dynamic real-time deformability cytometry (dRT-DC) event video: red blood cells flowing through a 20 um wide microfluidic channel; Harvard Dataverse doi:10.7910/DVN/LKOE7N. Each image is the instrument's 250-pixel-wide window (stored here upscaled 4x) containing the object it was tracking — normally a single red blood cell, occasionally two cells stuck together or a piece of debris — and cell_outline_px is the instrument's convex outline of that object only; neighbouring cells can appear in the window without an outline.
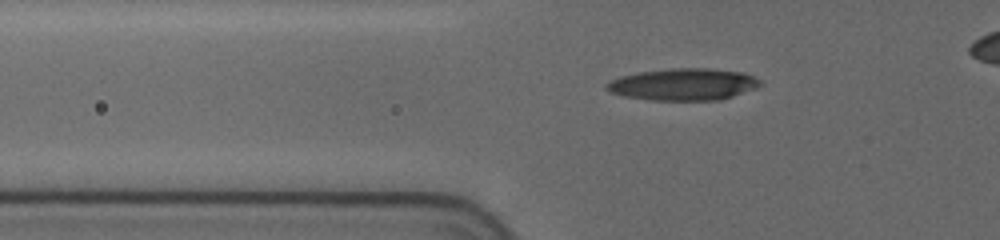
{"species": "human", "species_latin": "Homo sapiens", "temperature_condition": "cold", "stored_images_in_passage": 27, "camera_frame_rate_fps": 3000, "um_per_image_px": 0.085, "donor": {"sex": "female"}, "frame": {"image": 1, "passage_image": 4, "time_ms": 1.667, "image_size_px": [1000, 240], "cell_outline_px": [[760, 84], [756, 88], [732, 96], [716, 100], [652, 100], [624, 96], [612, 92], [604, 88], [604, 84], [620, 76], [636, 72], [672, 68], [708, 68], [744, 72], [760, 80]], "centroid_in_image_um": [58.05, 7.16], "position_along_channel_um": 67.7, "area_um2": 28.5}}
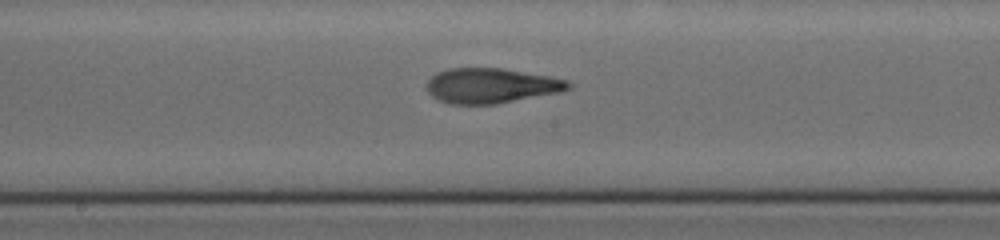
{"frame": {"image": 2, "passage_image": 20, "time_ms": 5.667, "image_size_px": [1000, 240], "cell_outline_px": [[572, 88], [560, 92], [496, 104], [452, 104], [440, 100], [432, 96], [428, 92], [428, 80], [436, 72], [448, 68], [500, 68], [548, 76], [568, 80], [572, 84]], "centroid_in_image_um": [41.76, 7.28], "position_along_channel_um": 206.4, "area_um2": 28.78}}
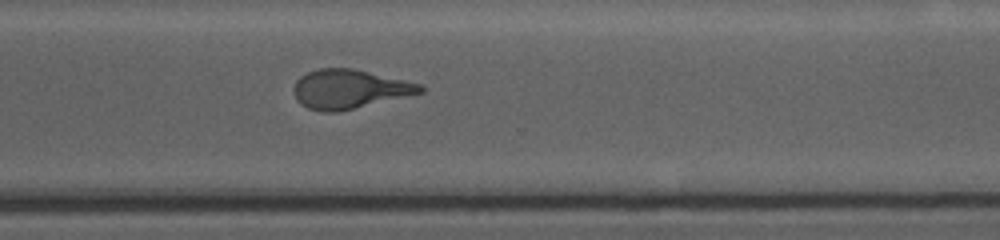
{"frame": {"image": 3, "passage_image": 27, "time_ms": 9.333, "image_size_px": [1000, 240], "cell_outline_px": [[424, 92], [336, 112], [324, 112], [308, 108], [300, 104], [296, 100], [292, 88], [296, 80], [300, 76], [308, 72], [320, 68], [352, 68], [420, 84], [424, 88]], "centroid_in_image_um": [29.63, 7.57], "position_along_channel_um": 341.0, "area_um2": 28.5}}